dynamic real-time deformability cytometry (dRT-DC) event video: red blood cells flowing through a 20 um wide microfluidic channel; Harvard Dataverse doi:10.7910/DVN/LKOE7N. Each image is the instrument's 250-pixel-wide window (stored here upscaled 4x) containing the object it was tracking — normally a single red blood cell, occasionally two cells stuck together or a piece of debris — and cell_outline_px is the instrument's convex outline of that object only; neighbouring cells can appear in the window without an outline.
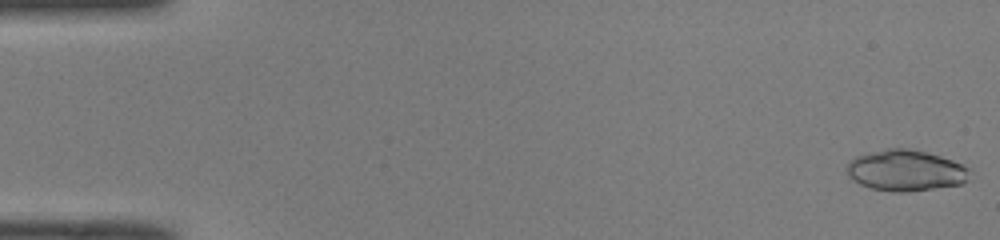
{"species": "common noctule bat (a hibernating species)", "species_latin": "Nyctalus noctula", "temperature_condition": "room temperature", "stored_images_in_passage": 49, "camera_frame_rate_fps": 3000, "um_per_image_px": 0.085, "animal": {"sex": "male", "body_mass_g": 19.0, "forearm_length_mm": 50.8}, "frame": {"image": 1, "passage_image": 1, "time_ms": 0.0, "image_size_px": [1000, 240], "cell_outline_px": [[968, 180], [960, 184], [904, 192], [892, 192], [872, 188], [860, 184], [852, 180], [848, 176], [848, 164], [856, 156], [888, 148], [908, 148], [940, 156], [952, 160], [968, 168]], "centroid_in_image_um": [76.96, 14.49], "position_along_channel_um": 8.0, "area_um2": 28.9}}
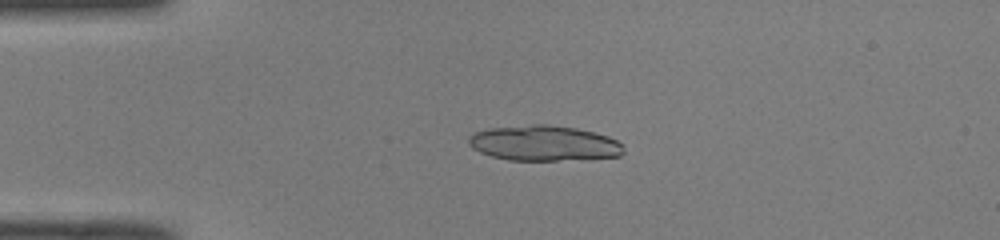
{"frame": {"image": 2, "passage_image": 12, "time_ms": 3.667, "image_size_px": [1000, 240], "cell_outline_px": [[624, 152], [620, 156], [556, 160], [508, 160], [492, 156], [480, 152], [472, 148], [468, 144], [468, 136], [476, 132], [488, 128], [532, 124], [548, 124], [576, 128], [608, 136], [624, 144]], "centroid_in_image_um": [46.22, 12.16], "position_along_channel_um": 38.8, "area_um2": 31.91}, "authors_computed_cell_mechanics": {"area_um2": 28.9, "velocity_mm_per_s": 4.0993, "shape_relaxation_time_tau1_ms": 1.4596, "shape_relaxation_time_tau2_ms": 1.4442, "deformation_change_tau1": 0.3022, "deformation_change_tau2": 0.0696}}